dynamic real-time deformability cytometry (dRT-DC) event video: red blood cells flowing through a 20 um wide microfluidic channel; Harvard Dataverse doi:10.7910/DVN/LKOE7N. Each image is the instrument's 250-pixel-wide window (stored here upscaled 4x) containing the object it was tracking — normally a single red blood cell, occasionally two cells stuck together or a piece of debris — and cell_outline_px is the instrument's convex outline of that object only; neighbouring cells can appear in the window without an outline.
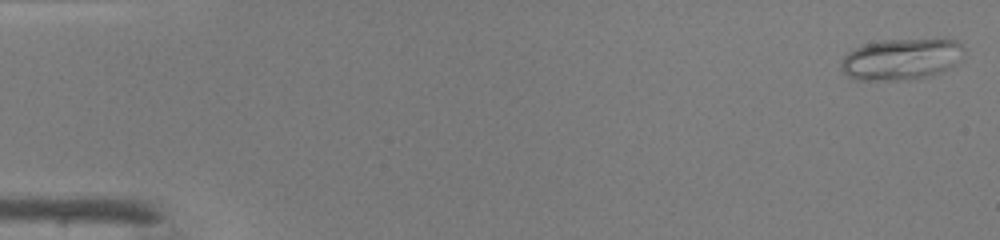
{"species": "common noctule bat (a hibernating species)", "species_latin": "Nyctalus noctula", "temperature_condition": "warm", "stored_images_in_passage": 47, "camera_frame_rate_fps": 3000, "um_per_image_px": 0.085, "animal": {"sex": "male", "body_mass_g": 19.0, "forearm_length_mm": 50.8}, "frame": {"image": 1, "passage_image": 1, "time_ms": 0.0, "image_size_px": [1000, 240], "cell_outline_px": [[960, 48], [956, 64], [940, 72], [916, 80], [860, 80], [848, 76], [840, 68], [840, 64], [844, 56], [848, 52], [864, 44], [880, 40], [956, 40], [960, 44]], "centroid_in_image_um": [76.52, 5.05], "position_along_channel_um": 8.5, "area_um2": 29.07}}
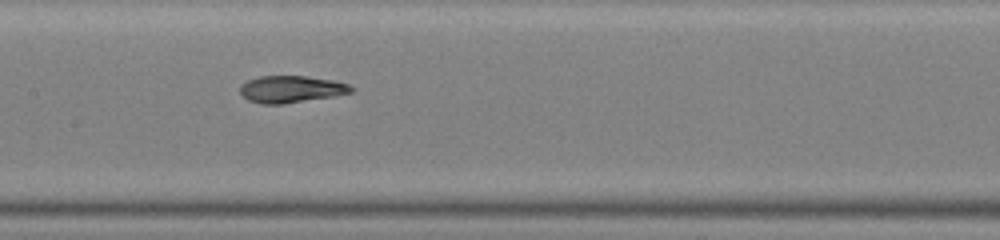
{"frame": {"image": 2, "passage_image": 23, "time_ms": 7.333, "image_size_px": [1000, 240], "cell_outline_px": [[356, 88], [352, 92], [336, 96], [280, 104], [260, 104], [248, 100], [240, 92], [240, 84], [248, 80], [260, 76], [304, 76], [332, 80], [348, 84]], "centroid_in_image_um": [24.75, 7.58], "position_along_channel_um": 182.6, "area_um2": 17.46}}
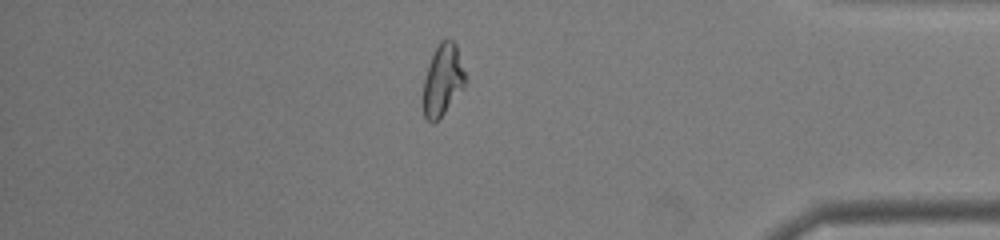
{"frame": {"image": 3, "passage_image": 40, "time_ms": 13.0, "image_size_px": [1000, 240], "cell_outline_px": [[464, 88], [444, 112], [432, 124], [424, 116], [424, 80], [428, 64], [432, 52], [440, 40], [448, 36], [456, 44], [464, 72]], "centroid_in_image_um": [37.62, 6.73], "position_along_channel_um": 397.6, "area_um2": 17.34}, "authors_computed_cell_mechanics": {"area_um2": 18.2648, "velocity_mm_per_s": 4.3071, "shape_relaxation_time_tau1_ms": 8.1641, "shape_relaxation_time_tau2_ms": 1.6794, "deformation_change_tau1": 0.2976, "deformation_change_tau2": 0.0662}}